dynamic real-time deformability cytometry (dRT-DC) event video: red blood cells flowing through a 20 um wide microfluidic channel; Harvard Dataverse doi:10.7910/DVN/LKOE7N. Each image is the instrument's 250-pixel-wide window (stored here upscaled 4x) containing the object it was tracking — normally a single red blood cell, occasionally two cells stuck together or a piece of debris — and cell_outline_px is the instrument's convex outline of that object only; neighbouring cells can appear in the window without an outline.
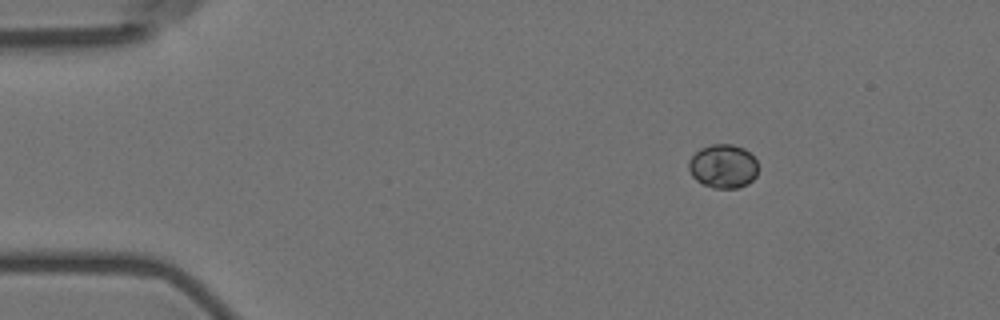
{"species": "Egyptian fruit bat (a non-hibernating species)", "species_latin": "Rousettus aegyptiacus", "temperature_condition": "room temperature", "stored_images_in_passage": 4, "camera_frame_rate_fps": 3000, "um_per_image_px": 0.085, "animal": {"sex": "female"}, "frame": {"image": 1, "passage_image": 1, "time_ms": 0.0, "image_size_px": [1000, 320], "cell_outline_px": [[756, 176], [748, 184], [736, 188], [712, 188], [696, 180], [692, 176], [688, 168], [688, 160], [700, 148], [712, 144], [732, 144], [744, 148], [756, 160]], "centroid_in_image_um": [61.44, 14.13], "position_along_channel_um": 23.6, "area_um2": 17.69}}
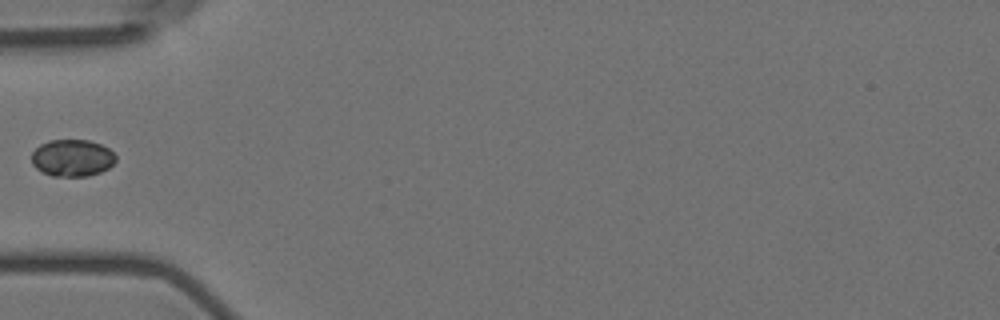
{"frame": {"image": 2, "passage_image": 4, "time_ms": 3.667, "image_size_px": [1000, 320], "cell_outline_px": [[116, 160], [108, 168], [100, 172], [88, 176], [52, 176], [36, 168], [32, 164], [32, 152], [40, 144], [48, 140], [88, 140], [100, 144], [108, 148], [116, 156]], "centroid_in_image_um": [6.13, 13.42], "position_along_channel_um": 78.9, "area_um2": 18.09}}